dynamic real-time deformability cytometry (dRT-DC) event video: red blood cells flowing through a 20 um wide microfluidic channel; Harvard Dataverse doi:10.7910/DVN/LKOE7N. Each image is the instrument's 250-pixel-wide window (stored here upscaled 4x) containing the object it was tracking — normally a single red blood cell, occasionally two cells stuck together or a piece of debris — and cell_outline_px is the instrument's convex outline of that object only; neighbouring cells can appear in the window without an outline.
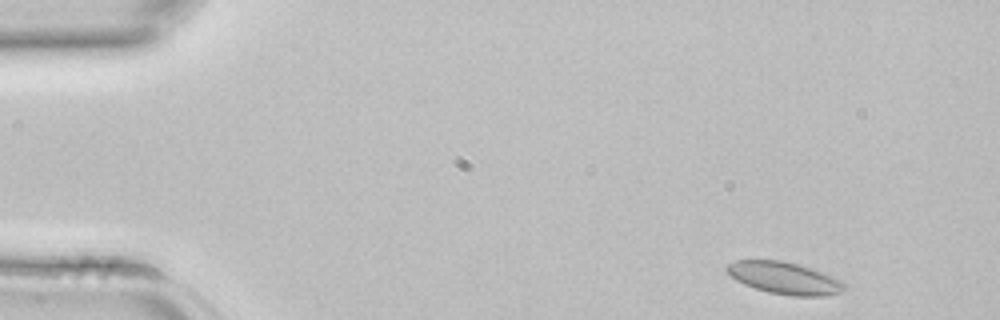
{"species": "common noctule bat (a hibernating species)", "species_latin": "Nyctalus noctula", "temperature_condition": "room temperature", "stored_images_in_passage": 3, "camera_frame_rate_fps": 3000, "um_per_image_px": 0.085, "animal": {"sex": "female", "body_mass_g": 22.7, "forearm_length_mm": 54.2}, "frame": {"image": 1, "passage_image": 1, "time_ms": 0.0, "image_size_px": [1000, 320], "cell_outline_px": [[848, 288], [840, 292], [824, 296], [792, 296], [768, 292], [744, 284], [736, 280], [724, 268], [728, 264], [736, 260], [780, 260], [800, 264], [832, 276], [840, 280]], "centroid_in_image_um": [66.68, 23.63], "position_along_channel_um": 18.3, "area_um2": 21.91}}
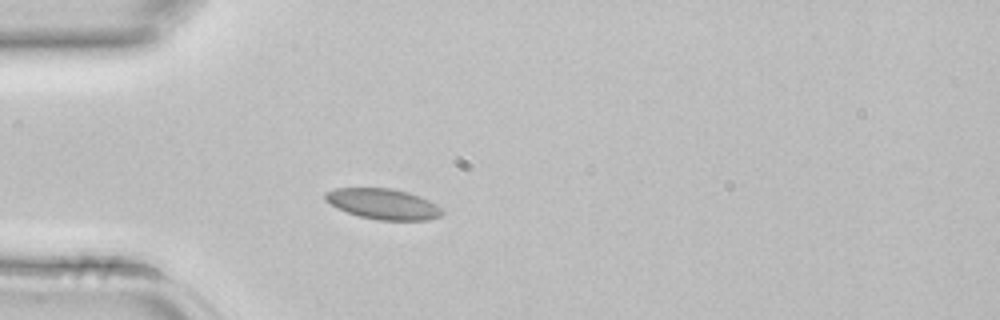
{"frame": {"image": 2, "passage_image": 3, "time_ms": 0.667, "image_size_px": [1000, 320], "cell_outline_px": [[444, 212], [440, 216], [428, 220], [380, 220], [360, 216], [336, 208], [324, 200], [324, 192], [336, 188], [392, 188], [408, 192], [420, 196], [436, 204]], "centroid_in_image_um": [32.54, 17.33], "position_along_channel_um": 52.5, "area_um2": 20.87}}